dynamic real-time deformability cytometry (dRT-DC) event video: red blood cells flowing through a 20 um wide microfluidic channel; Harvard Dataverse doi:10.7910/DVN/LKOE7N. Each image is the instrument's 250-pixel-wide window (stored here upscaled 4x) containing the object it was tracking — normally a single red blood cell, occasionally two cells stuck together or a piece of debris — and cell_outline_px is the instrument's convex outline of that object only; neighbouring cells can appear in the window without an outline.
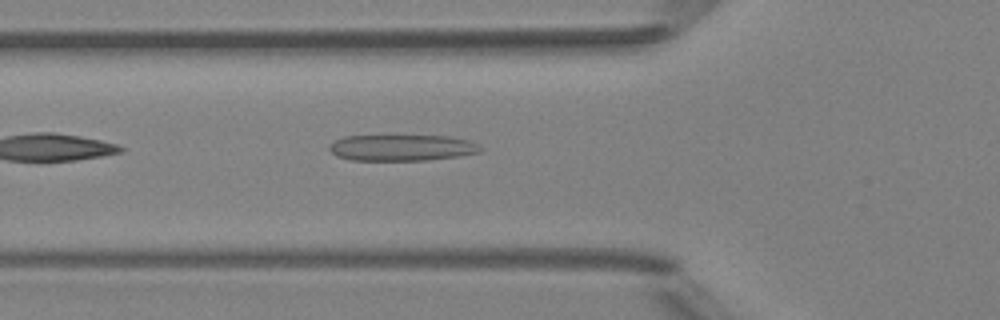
{"species": "Egyptian fruit bat (a non-hibernating species)", "species_latin": "Rousettus aegyptiacus", "temperature_condition": "room temperature", "stored_images_in_passage": 35, "camera_frame_rate_fps": 3000, "um_per_image_px": 0.085, "animal": {"sex": "female"}, "frame": {"image": 1, "passage_image": 4, "time_ms": 1.0, "image_size_px": [1000, 320], "cell_outline_px": [[480, 152], [456, 156], [428, 160], [352, 160], [336, 156], [328, 148], [328, 144], [344, 136], [448, 136], [468, 140], [480, 144]], "centroid_in_image_um": [34.13, 12.55], "position_along_channel_um": 91.7, "area_um2": 22.95}}
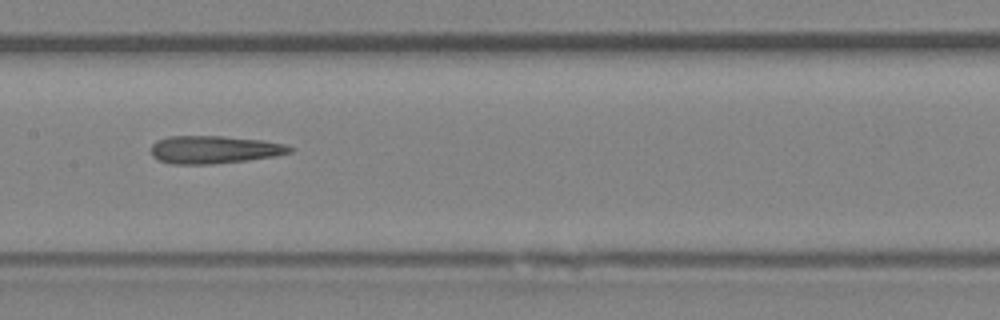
{"frame": {"image": 2, "passage_image": 11, "time_ms": 3.333, "image_size_px": [1000, 320], "cell_outline_px": [[292, 152], [272, 156], [248, 160], [212, 164], [172, 164], [160, 160], [152, 156], [152, 144], [156, 140], [168, 136], [224, 136], [264, 140], [284, 144], [292, 148]], "centroid_in_image_um": [18.18, 12.71], "position_along_channel_um": 189.2, "area_um2": 22.43}}
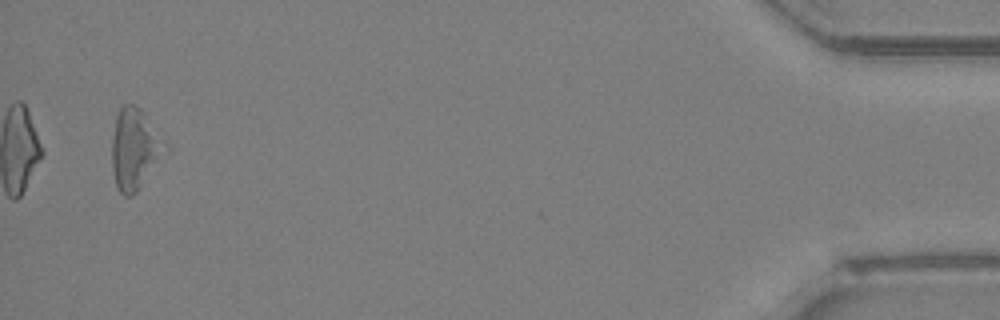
{"frame": {"image": 3, "passage_image": 34, "time_ms": 11.0, "image_size_px": [1000, 320], "cell_outline_px": [[160, 152], [136, 192], [132, 196], [124, 196], [120, 192], [116, 184], [112, 168], [112, 140], [116, 116], [120, 108], [124, 104], [132, 104], [140, 108]], "centroid_in_image_um": [11.22, 12.7], "position_along_channel_um": 424.0, "area_um2": 21.96}, "authors_computed_cell_mechanics": {"area_um2": 22.5998, "velocity_mm_per_s": 4.1906, "shape_relaxation_time_tau1_ms": null, "shape_relaxation_time_tau2_ms": 6.3429, "deformation_change_tau1": null, "deformation_change_tau2": 0.2428}}